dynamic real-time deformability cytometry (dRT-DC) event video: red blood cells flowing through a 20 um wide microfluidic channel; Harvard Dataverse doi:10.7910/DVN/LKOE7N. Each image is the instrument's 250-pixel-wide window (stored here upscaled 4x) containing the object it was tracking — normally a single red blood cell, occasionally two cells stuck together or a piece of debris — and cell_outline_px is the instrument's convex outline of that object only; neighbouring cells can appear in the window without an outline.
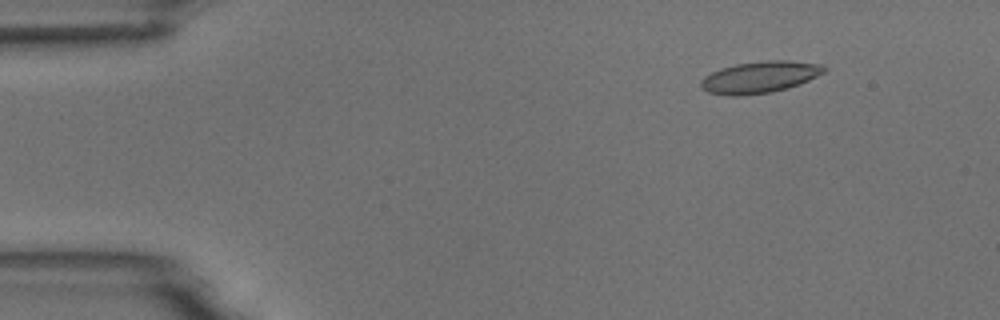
{"species": "common noctule bat (a hibernating species)", "species_latin": "Nyctalus noctula", "temperature_condition": "room temperature", "stored_images_in_passage": 6, "camera_frame_rate_fps": 3000, "um_per_image_px": 0.085, "animal": {"sex": "male", "body_mass_g": 18.8}, "frame": {"image": 1, "passage_image": 2, "time_ms": 1.333, "image_size_px": [1000, 320], "cell_outline_px": [[828, 68], [824, 72], [800, 84], [788, 88], [772, 92], [740, 96], [728, 96], [708, 92], [700, 88], [700, 80], [704, 76], [720, 68], [736, 64], [768, 60], [788, 60], [824, 64]], "centroid_in_image_um": [64.58, 6.56], "position_along_channel_um": 20.4, "area_um2": 23.0}}
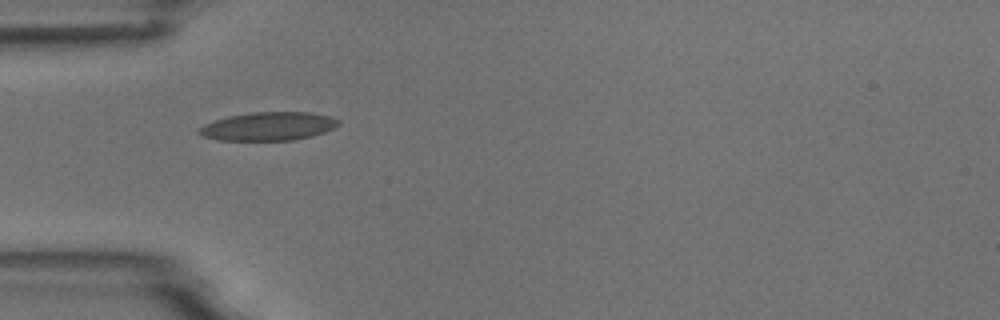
{"frame": {"image": 2, "passage_image": 5, "time_ms": 4.667, "image_size_px": [1000, 320], "cell_outline_px": [[340, 124], [324, 132], [312, 136], [292, 140], [216, 140], [204, 136], [196, 132], [204, 124], [228, 116], [252, 112], [312, 112], [332, 116], [340, 120]], "centroid_in_image_um": [22.84, 10.73], "position_along_channel_um": 62.2, "area_um2": 23.12}}